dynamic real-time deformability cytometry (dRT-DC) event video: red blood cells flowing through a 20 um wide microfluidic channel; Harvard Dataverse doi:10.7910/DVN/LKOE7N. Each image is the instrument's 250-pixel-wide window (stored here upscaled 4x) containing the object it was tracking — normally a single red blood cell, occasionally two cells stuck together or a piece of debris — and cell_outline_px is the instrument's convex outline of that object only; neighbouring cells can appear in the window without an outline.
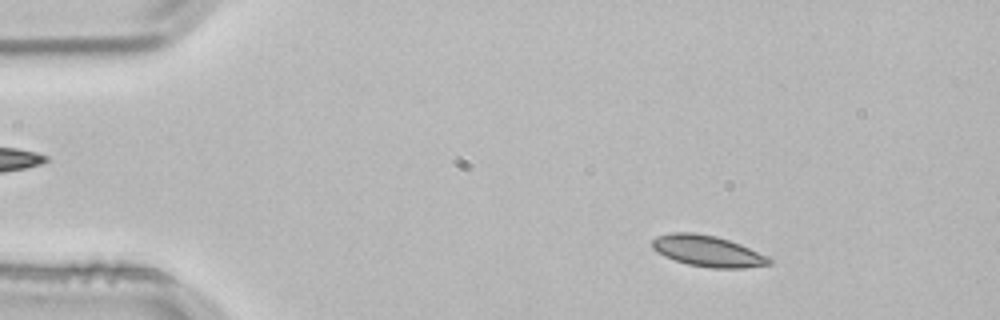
{"species": "common noctule bat (a hibernating species)", "species_latin": "Nyctalus noctula", "temperature_condition": "room temperature", "stored_images_in_passage": 2, "camera_frame_rate_fps": 3000, "um_per_image_px": 0.085, "animal": {"sex": "male", "body_mass_g": 21.5, "forearm_length_mm": 52.0}, "frame": {"image": 1, "passage_image": 1, "time_ms": 0.0, "image_size_px": [1000, 320], "cell_outline_px": [[772, 264], [744, 268], [712, 268], [688, 264], [664, 256], [656, 252], [652, 248], [652, 240], [656, 236], [672, 232], [692, 232], [716, 236], [740, 244], [768, 256], [772, 260]], "centroid_in_image_um": [60.14, 21.34], "position_along_channel_um": 24.9, "area_um2": 21.21}}